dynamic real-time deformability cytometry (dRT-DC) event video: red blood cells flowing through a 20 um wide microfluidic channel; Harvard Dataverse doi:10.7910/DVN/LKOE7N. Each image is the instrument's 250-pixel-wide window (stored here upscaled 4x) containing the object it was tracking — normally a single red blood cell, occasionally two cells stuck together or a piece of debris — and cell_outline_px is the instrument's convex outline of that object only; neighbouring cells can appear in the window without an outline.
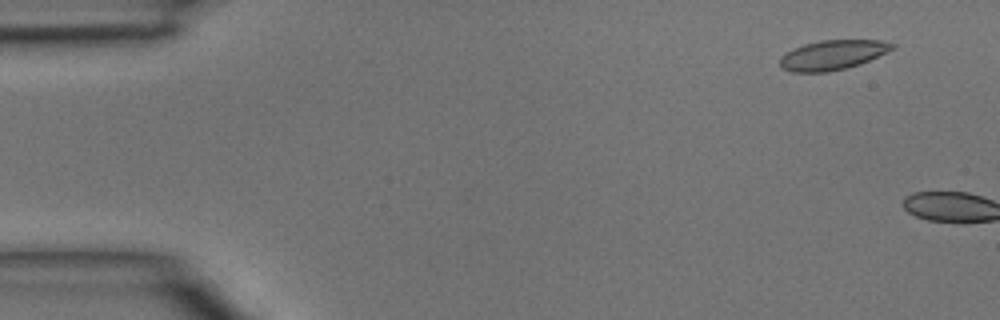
{"species": "common noctule bat (a hibernating species)", "species_latin": "Nyctalus noctula", "temperature_condition": "room temperature", "stored_images_in_passage": 4, "camera_frame_rate_fps": 3000, "um_per_image_px": 0.085, "animal": {"sex": "male", "body_mass_g": 15.6}, "frame": {"image": 1, "passage_image": 1, "time_ms": 0.0, "image_size_px": [1000, 320], "cell_outline_px": [[896, 48], [860, 64], [828, 72], [792, 72], [784, 68], [780, 64], [780, 56], [792, 48], [804, 44], [820, 40], [880, 40], [896, 44]], "centroid_in_image_um": [70.78, 4.66], "position_along_channel_um": 14.2, "area_um2": 19.42}}
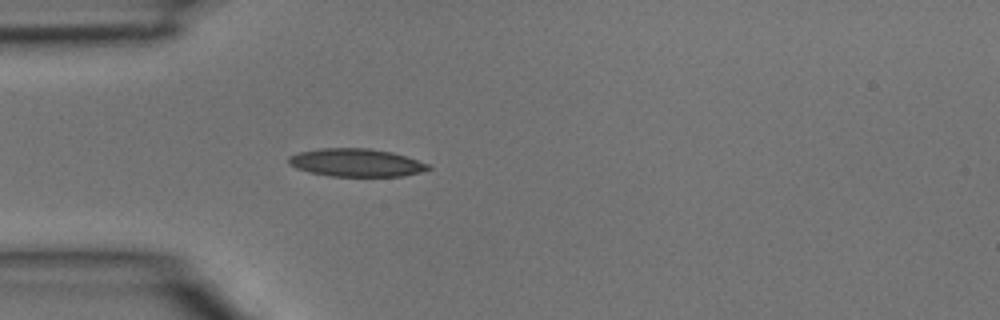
{"frame": {"image": 2, "passage_image": 4, "time_ms": 1.0, "image_size_px": [1000, 320], "cell_outline_px": [[432, 168], [420, 172], [400, 176], [332, 176], [308, 172], [296, 168], [288, 164], [288, 156], [300, 152], [320, 148], [368, 148], [392, 152], [428, 164]], "centroid_in_image_um": [30.23, 13.82], "position_along_channel_um": 54.8, "area_um2": 22.6}}